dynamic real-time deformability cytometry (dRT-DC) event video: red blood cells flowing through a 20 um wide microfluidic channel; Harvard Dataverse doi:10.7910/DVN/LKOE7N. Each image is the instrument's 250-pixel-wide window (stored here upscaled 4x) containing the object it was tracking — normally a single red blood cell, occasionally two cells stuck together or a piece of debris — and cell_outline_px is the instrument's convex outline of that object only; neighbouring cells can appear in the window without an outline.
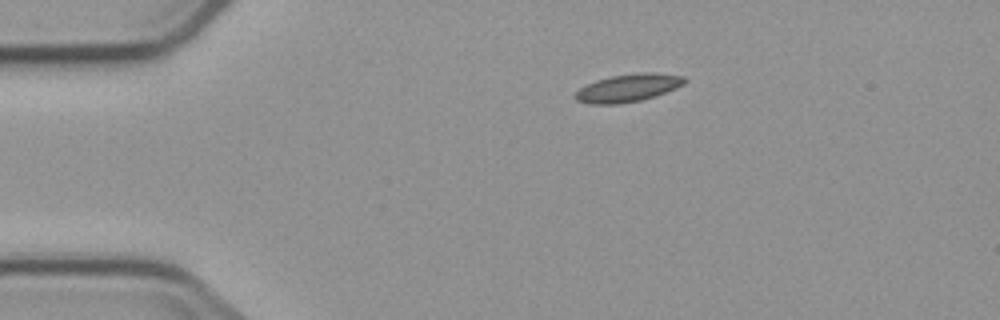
{"species": "common noctule bat (a hibernating species)", "species_latin": "Nyctalus noctula", "temperature_condition": "cold", "stored_images_in_passage": 3, "camera_frame_rate_fps": 3000, "um_per_image_px": 0.085, "animal": {"sex": "male", "body_mass_g": 23.1, "forearm_length_mm": 52.7}, "frame": {"image": 1, "passage_image": 1, "time_ms": 0.0, "image_size_px": [1000, 320], "cell_outline_px": [[688, 80], [684, 84], [676, 88], [656, 96], [640, 100], [616, 104], [588, 104], [576, 100], [572, 96], [580, 88], [596, 80], [612, 76], [636, 72], [652, 72], [684, 76]], "centroid_in_image_um": [53.39, 7.47], "position_along_channel_um": 31.6, "area_um2": 17.8}}